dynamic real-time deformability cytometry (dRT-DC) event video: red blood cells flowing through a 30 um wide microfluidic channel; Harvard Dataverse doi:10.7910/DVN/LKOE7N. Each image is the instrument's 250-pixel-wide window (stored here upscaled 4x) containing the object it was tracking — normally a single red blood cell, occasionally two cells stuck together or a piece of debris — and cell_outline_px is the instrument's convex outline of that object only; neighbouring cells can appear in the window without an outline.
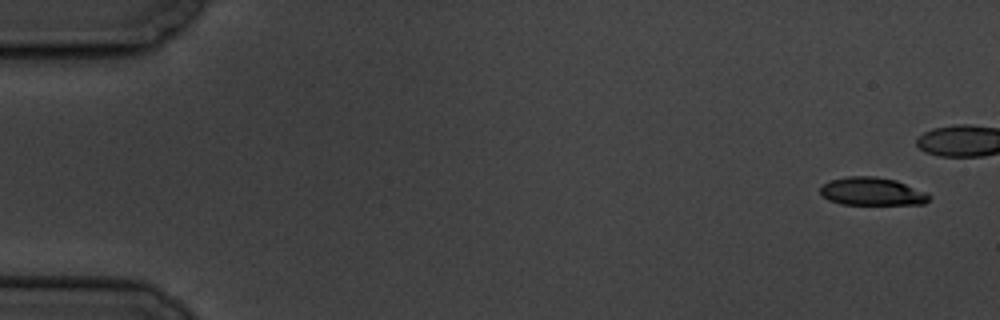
{"species": "common noctule bat (a hibernating species)", "species_latin": "Nyctalus noctula", "temperature_condition": "cold", "stored_images_in_passage": 8, "camera_frame_rate_fps": 3000, "um_per_image_px": 0.085, "animal": {"sex": "male", "body_mass_g": 19.5, "forearm_length_mm": 54.6}, "frame": {"image": 1, "passage_image": 1, "time_ms": 0.0, "image_size_px": [1000, 320], "cell_outline_px": [[932, 196], [924, 204], [840, 204], [828, 200], [820, 192], [820, 188], [824, 184], [832, 180], [848, 176], [876, 176], [896, 180], [928, 192]], "centroid_in_image_um": [74.17, 16.27], "position_along_channel_um": 10.8, "area_um2": 17.8}}
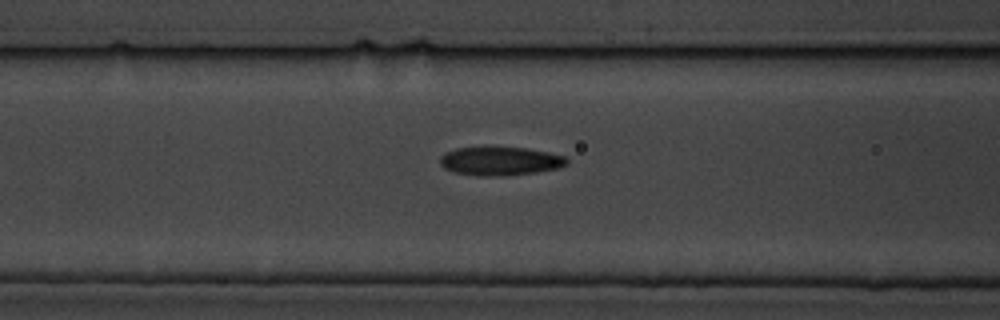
{"frame": {"image": 2, "passage_image": 8, "time_ms": 8.667, "image_size_px": [1000, 320], "cell_outline_px": [[568, 164], [556, 168], [536, 172], [504, 176], [480, 176], [456, 172], [444, 168], [440, 164], [440, 156], [444, 152], [456, 148], [484, 144], [528, 148], [548, 152], [564, 156], [568, 160]], "centroid_in_image_um": [42.46, 13.64], "position_along_channel_um": 124.1, "area_um2": 21.96}}